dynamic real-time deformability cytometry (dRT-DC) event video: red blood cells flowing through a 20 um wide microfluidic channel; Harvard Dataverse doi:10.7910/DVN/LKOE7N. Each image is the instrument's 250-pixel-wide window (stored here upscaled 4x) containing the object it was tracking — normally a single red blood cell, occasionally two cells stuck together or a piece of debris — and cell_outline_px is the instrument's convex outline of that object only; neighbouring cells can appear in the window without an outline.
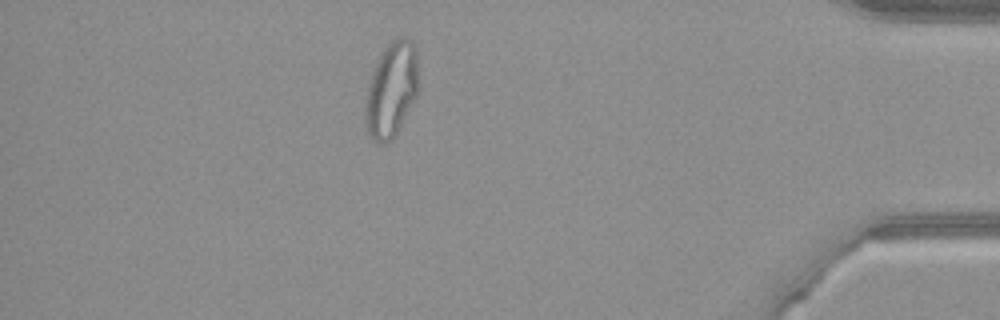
{"species": "common noctule bat (a hibernating species)", "species_latin": "Nyctalus noctula", "temperature_condition": "warm", "stored_images_in_passage": 52, "camera_frame_rate_fps": 3000, "um_per_image_px": 0.085, "animal": {"sex": "female", "body_mass_g": 21.9}, "frame": {"image": 1, "passage_image": 45, "time_ms": 14.667, "image_size_px": [1000, 320], "cell_outline_px": [[416, 96], [392, 140], [384, 144], [380, 144], [368, 132], [364, 120], [364, 104], [368, 84], [372, 72], [384, 48], [388, 44], [400, 36], [404, 36], [412, 40], [416, 44]], "centroid_in_image_um": [33.24, 7.61], "position_along_channel_um": 402.0, "area_um2": 29.02}}